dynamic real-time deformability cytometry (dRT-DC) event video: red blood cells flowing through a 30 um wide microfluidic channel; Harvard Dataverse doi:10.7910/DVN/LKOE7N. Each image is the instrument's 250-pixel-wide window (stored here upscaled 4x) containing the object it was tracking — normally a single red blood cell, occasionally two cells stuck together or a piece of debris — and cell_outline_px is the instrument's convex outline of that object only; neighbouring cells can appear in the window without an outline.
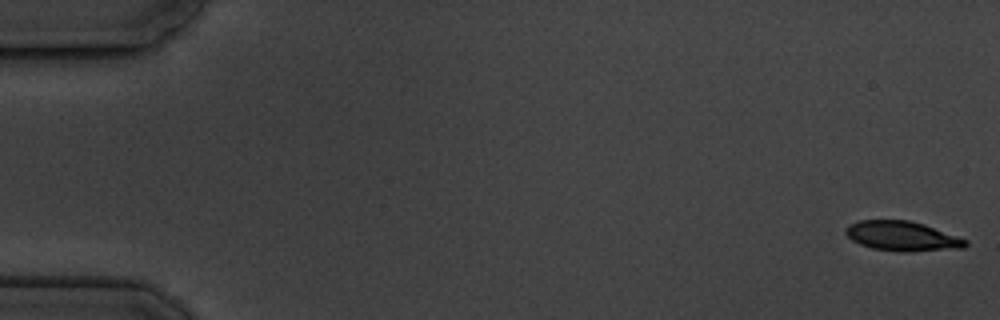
{"species": "common noctule bat (a hibernating species)", "species_latin": "Nyctalus noctula", "temperature_condition": "cold", "stored_images_in_passage": 16, "camera_frame_rate_fps": 3000, "um_per_image_px": 0.085, "animal": {"sex": "male", "body_mass_g": 19.5, "forearm_length_mm": 54.6}, "frame": {"image": 1, "passage_image": 1, "time_ms": 0.0, "image_size_px": [1000, 320], "cell_outline_px": [[968, 244], [964, 248], [904, 252], [900, 252], [872, 248], [860, 244], [852, 240], [844, 232], [844, 228], [848, 224], [860, 220], [908, 220], [924, 224], [968, 240]], "centroid_in_image_um": [76.67, 20.07], "position_along_channel_um": 8.3, "area_um2": 20.81}}
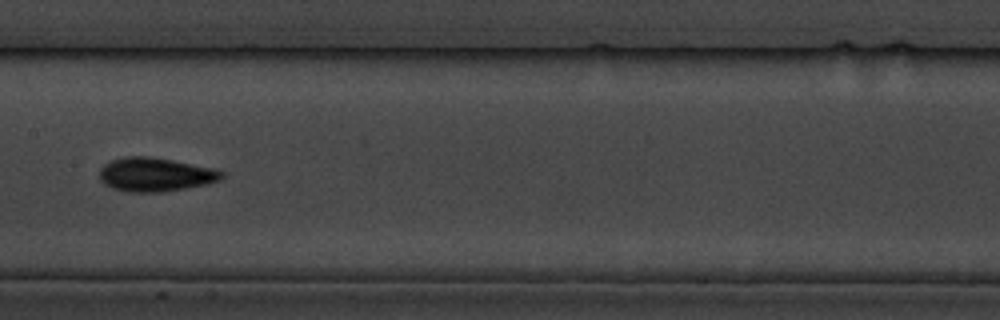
{"frame": {"image": 2, "passage_image": 9, "time_ms": 9.333, "image_size_px": [1000, 320], "cell_outline_px": [[224, 176], [220, 180], [204, 184], [184, 188], [160, 192], [128, 192], [112, 188], [104, 184], [100, 180], [100, 168], [104, 164], [112, 160], [124, 156], [152, 156], [216, 168], [224, 172]], "centroid_in_image_um": [13.2, 14.82], "position_along_channel_um": 194.2, "area_um2": 24.22}}
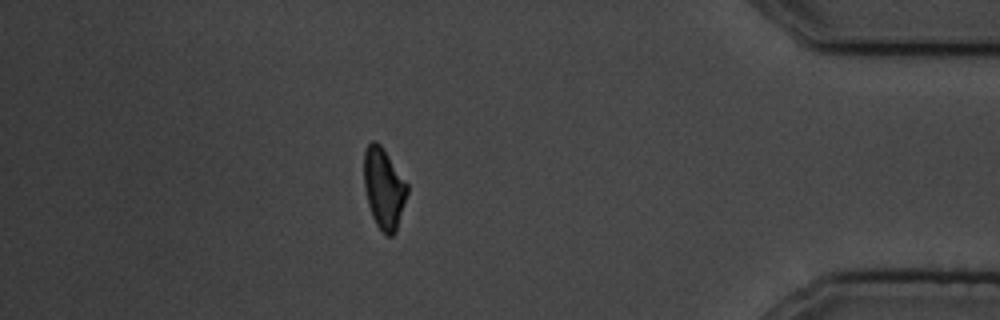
{"frame": {"image": 3, "passage_image": 15, "time_ms": 16.333, "image_size_px": [1000, 320], "cell_outline_px": [[408, 192], [396, 232], [392, 236], [384, 236], [376, 224], [372, 216], [368, 204], [364, 188], [364, 148], [372, 140], [376, 140], [380, 144], [408, 184]], "centroid_in_image_um": [32.62, 16.02], "position_along_channel_um": 402.6, "area_um2": 20.52}, "authors_computed_cell_mechanics": {"area_um2": 21.3571, "velocity_mm_per_s": 3.543, "shape_relaxation_time_tau1_ms": 2.1124, "shape_relaxation_time_tau2_ms": 4.0042, "deformation_change_tau1": 0.1098, "deformation_change_tau2": 0.0893}}